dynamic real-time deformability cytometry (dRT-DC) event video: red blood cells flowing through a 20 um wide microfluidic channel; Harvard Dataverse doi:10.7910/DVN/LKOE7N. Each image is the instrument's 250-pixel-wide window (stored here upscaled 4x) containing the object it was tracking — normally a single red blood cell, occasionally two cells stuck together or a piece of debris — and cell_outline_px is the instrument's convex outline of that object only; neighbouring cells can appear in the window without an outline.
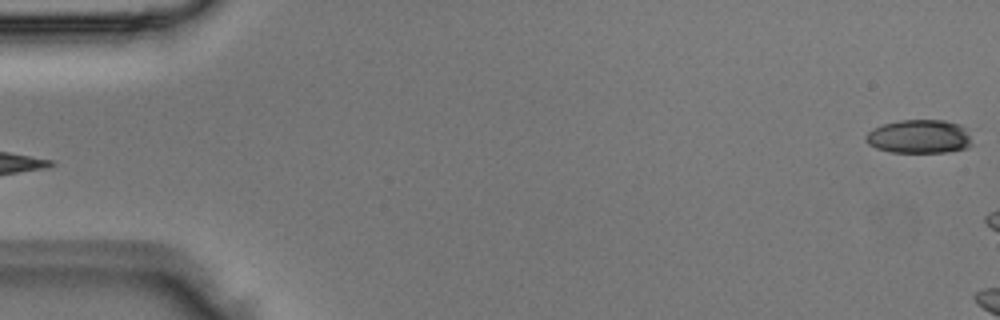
{"species": "Egyptian fruit bat (a non-hibernating species)", "species_latin": "Rousettus aegyptiacus", "temperature_condition": "room temperature", "stored_images_in_passage": 3, "camera_frame_rate_fps": 3000, "um_per_image_px": 0.085, "animal": {"sex": "male"}, "frame": {"image": 1, "passage_image": 3, "time_ms": 0.667, "image_size_px": [1000, 320], "cell_outline_px": [[972, 144], [968, 148], [948, 152], [892, 152], [876, 148], [868, 144], [864, 140], [864, 136], [872, 128], [884, 124], [900, 120], [944, 120], [960, 124], [964, 128]], "centroid_in_image_um": [78.1, 11.61], "position_along_channel_um": 6.9, "area_um2": 20.87}}